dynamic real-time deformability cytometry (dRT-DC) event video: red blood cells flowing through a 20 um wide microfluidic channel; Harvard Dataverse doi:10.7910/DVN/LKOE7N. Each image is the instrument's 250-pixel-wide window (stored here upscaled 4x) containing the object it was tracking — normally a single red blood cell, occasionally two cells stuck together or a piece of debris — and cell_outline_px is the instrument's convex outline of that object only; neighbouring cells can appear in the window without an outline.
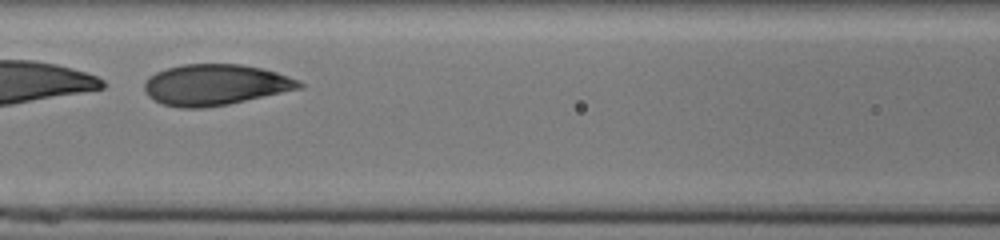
{"species": "human", "species_latin": "Homo sapiens", "temperature_condition": "cold", "stored_images_in_passage": 30, "camera_frame_rate_fps": 3000, "um_per_image_px": 0.085, "donor": {"sex": "male"}, "frame": {"image": 1, "passage_image": 12, "time_ms": 3.667, "image_size_px": [1000, 240], "cell_outline_px": [[304, 88], [228, 104], [204, 108], [180, 108], [164, 104], [148, 96], [144, 88], [144, 84], [148, 76], [156, 72], [168, 68], [184, 64], [240, 64], [260, 68], [276, 72], [300, 80], [304, 84]], "centroid_in_image_um": [18.32, 7.21], "position_along_channel_um": 148.3, "area_um2": 36.93}}
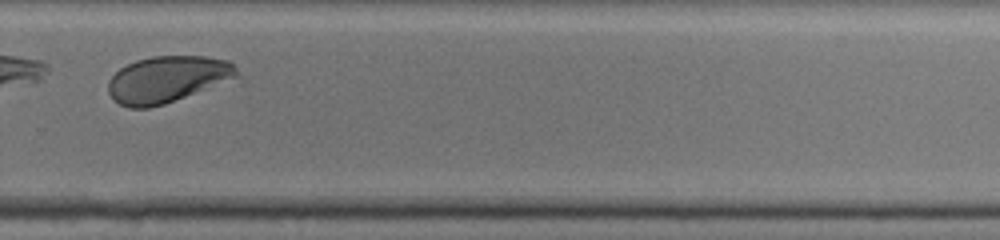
{"frame": {"image": 2, "passage_image": 25, "time_ms": 8.0, "image_size_px": [1000, 240], "cell_outline_px": [[244, 84], [148, 108], [128, 108], [120, 104], [108, 92], [108, 80], [120, 68], [136, 60], [152, 56], [204, 56], [228, 60], [236, 68], [244, 80]], "centroid_in_image_um": [14.51, 6.78], "position_along_channel_um": 315.3, "area_um2": 37.22}}
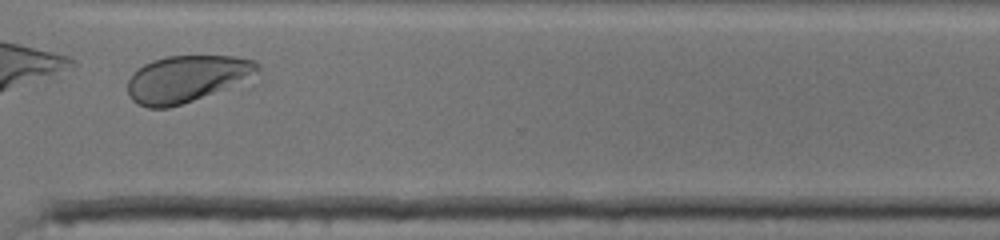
{"frame": {"image": 3, "passage_image": 28, "time_ms": 9.0, "image_size_px": [1000, 240], "cell_outline_px": [[264, 80], [260, 84], [168, 108], [148, 108], [132, 100], [128, 92], [128, 80], [132, 72], [144, 64], [152, 60], [168, 56], [236, 56], [256, 60], [260, 64]], "centroid_in_image_um": [16.22, 6.73], "position_along_channel_um": 354.4, "area_um2": 38.44}, "authors_computed_cell_mechanics": {"area_um2": 37.1943, "velocity_mm_per_s": 3.8502, "shape_relaxation_time_tau1_ms": 0.8636, "shape_relaxation_time_tau2_ms": null, "deformation_change_tau1": 0.302, "deformation_change_tau2": null}}